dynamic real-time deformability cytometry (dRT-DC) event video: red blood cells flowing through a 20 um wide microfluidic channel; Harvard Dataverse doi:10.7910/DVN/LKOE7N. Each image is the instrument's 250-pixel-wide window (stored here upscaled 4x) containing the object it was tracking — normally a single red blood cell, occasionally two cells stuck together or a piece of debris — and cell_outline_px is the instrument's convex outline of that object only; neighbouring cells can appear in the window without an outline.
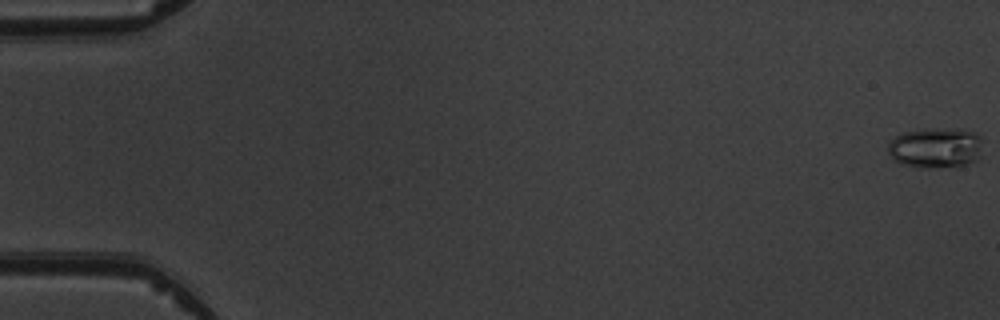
{"species": "common noctule bat (a hibernating species)", "species_latin": "Nyctalus noctula", "temperature_condition": "warm", "stored_images_in_passage": 6, "camera_frame_rate_fps": 3000, "um_per_image_px": 0.085, "animal": {"sex": "male", "body_mass_g": 19.5, "forearm_length_mm": 54.6}, "frame": {"image": 1, "passage_image": 1, "time_ms": 0.0, "image_size_px": [1000, 320], "cell_outline_px": [[984, 140], [980, 156], [976, 160], [968, 164], [956, 168], [916, 168], [900, 164], [888, 152], [888, 144], [896, 136], [904, 132], [928, 128], [976, 132]], "centroid_in_image_um": [79.57, 12.6], "position_along_channel_um": 5.4, "area_um2": 22.72}}